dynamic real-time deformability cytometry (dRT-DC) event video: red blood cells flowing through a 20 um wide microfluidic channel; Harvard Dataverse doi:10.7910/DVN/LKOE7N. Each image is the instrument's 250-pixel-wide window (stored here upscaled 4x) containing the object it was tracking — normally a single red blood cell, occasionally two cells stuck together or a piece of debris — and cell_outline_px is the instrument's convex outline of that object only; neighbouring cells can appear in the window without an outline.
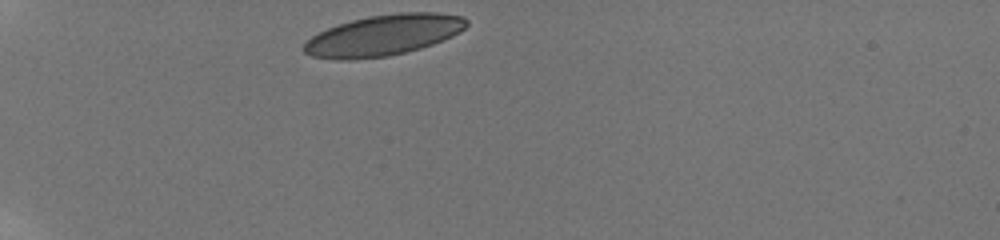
{"species": "human", "species_latin": "Homo sapiens", "temperature_condition": "room temperature", "stored_images_in_passage": 11, "camera_frame_rate_fps": 3000, "um_per_image_px": 0.085, "donor": {"sex": "male"}, "frame": {"image": 1, "passage_image": 1, "time_ms": 0.0, "image_size_px": [1000, 240], "cell_outline_px": [[468, 24], [460, 32], [452, 36], [432, 44], [420, 48], [388, 56], [352, 60], [340, 60], [312, 56], [304, 52], [300, 48], [312, 36], [328, 28], [352, 20], [368, 16], [400, 12], [440, 12], [464, 16], [468, 20]], "centroid_in_image_um": [32.61, 2.99], "position_along_channel_um": 52.4, "area_um2": 38.73}}
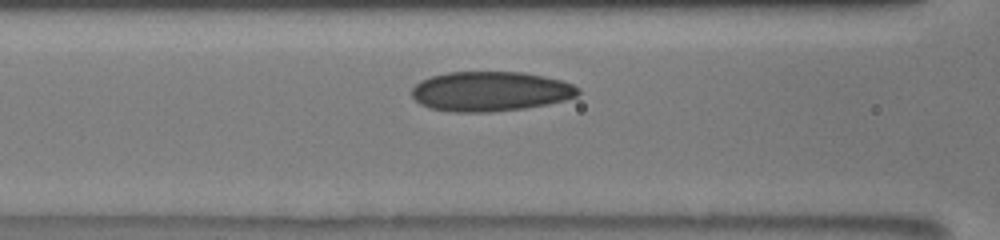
{"frame": {"image": 2, "passage_image": 10, "time_ms": 3.0, "image_size_px": [1000, 240], "cell_outline_px": [[580, 92], [576, 96], [564, 100], [548, 104], [524, 108], [492, 112], [452, 112], [428, 108], [420, 104], [412, 96], [412, 88], [420, 80], [432, 76], [448, 72], [524, 72], [544, 76], [560, 80], [572, 84], [580, 88]], "centroid_in_image_um": [41.67, 7.77], "position_along_channel_um": 124.9, "area_um2": 38.67}}